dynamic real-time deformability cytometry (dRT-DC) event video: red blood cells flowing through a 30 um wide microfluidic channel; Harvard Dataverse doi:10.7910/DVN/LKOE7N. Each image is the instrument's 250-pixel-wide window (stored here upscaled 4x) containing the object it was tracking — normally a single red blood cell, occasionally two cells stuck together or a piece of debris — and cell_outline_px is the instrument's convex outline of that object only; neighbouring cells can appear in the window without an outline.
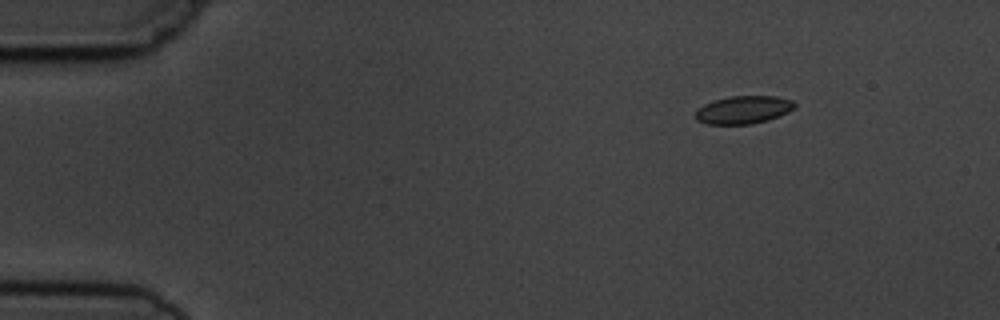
{"species": "common noctule bat (a hibernating species)", "species_latin": "Nyctalus noctula", "temperature_condition": "cold", "stored_images_in_passage": 3, "camera_frame_rate_fps": 3000, "um_per_image_px": 0.085, "animal": {"sex": "male", "body_mass_g": 19.5, "forearm_length_mm": 54.6}, "frame": {"image": 1, "passage_image": 1, "time_ms": 0.0, "image_size_px": [1000, 320], "cell_outline_px": [[796, 108], [780, 116], [768, 120], [752, 124], [708, 124], [696, 120], [696, 108], [712, 100], [728, 96], [776, 96], [792, 100], [796, 104]], "centroid_in_image_um": [63.2, 9.32], "position_along_channel_um": 21.8, "area_um2": 16.36}}